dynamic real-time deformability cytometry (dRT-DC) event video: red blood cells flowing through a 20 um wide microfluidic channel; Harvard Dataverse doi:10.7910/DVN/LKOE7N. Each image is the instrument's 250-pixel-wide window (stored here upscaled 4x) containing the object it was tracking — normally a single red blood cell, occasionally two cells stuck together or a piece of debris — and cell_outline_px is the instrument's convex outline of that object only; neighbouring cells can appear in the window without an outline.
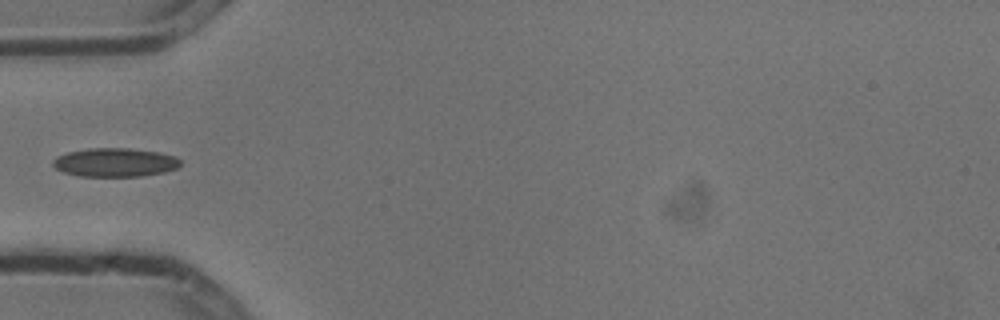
{"species": "common noctule bat (a hibernating species)", "species_latin": "Nyctalus noctula", "temperature_condition": "cold", "stored_images_in_passage": 5, "camera_frame_rate_fps": 3000, "um_per_image_px": 0.085, "animal": {"sex": "male", "body_mass_g": 13.3}, "frame": {"image": 1, "passage_image": 4, "time_ms": 1.0, "image_size_px": [1000, 320], "cell_outline_px": [[180, 164], [176, 168], [164, 172], [140, 176], [80, 176], [64, 172], [56, 168], [52, 164], [52, 160], [56, 156], [68, 152], [88, 148], [128, 148], [160, 152], [172, 156], [180, 160]], "centroid_in_image_um": [9.74, 13.8], "position_along_channel_um": 75.3, "area_um2": 21.21}}
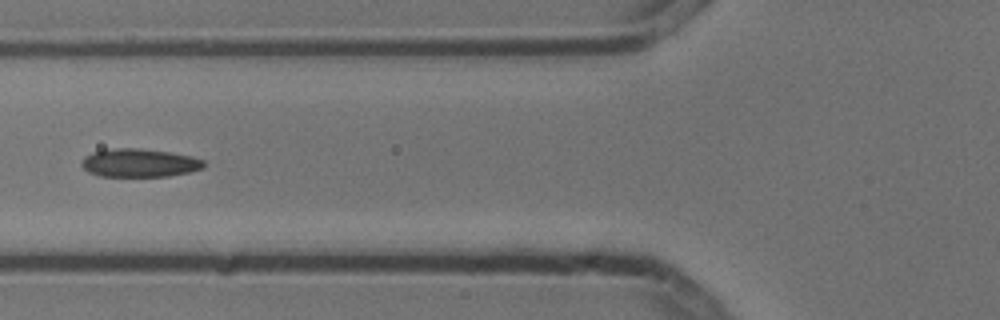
{"frame": {"image": 2, "passage_image": 5, "time_ms": 1.333, "image_size_px": [1000, 320], "cell_outline_px": [[204, 168], [188, 172], [168, 176], [100, 176], [88, 172], [80, 164], [84, 156], [92, 152], [112, 148], [140, 148], [168, 152], [192, 156], [204, 160]], "centroid_in_image_um": [11.83, 13.84], "position_along_channel_um": 114.0, "area_um2": 20.17}}